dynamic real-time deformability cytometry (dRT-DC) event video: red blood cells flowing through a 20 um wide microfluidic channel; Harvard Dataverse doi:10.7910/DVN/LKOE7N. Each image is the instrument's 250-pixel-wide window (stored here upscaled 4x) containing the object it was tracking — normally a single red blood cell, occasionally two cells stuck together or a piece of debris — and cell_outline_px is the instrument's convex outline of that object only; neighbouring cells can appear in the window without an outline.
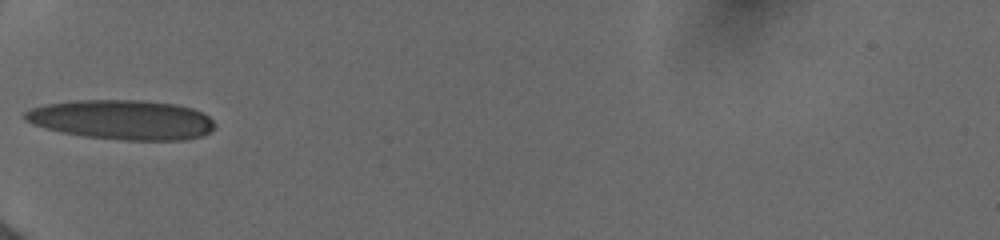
{"species": "human", "species_latin": "Homo sapiens", "temperature_condition": "cold", "stored_images_in_passage": 3, "camera_frame_rate_fps": 3000, "um_per_image_px": 0.085, "donor": {"sex": "female"}, "frame": {"image": 1, "passage_image": 1, "time_ms": 0.0, "image_size_px": [1000, 240], "cell_outline_px": [[216, 128], [200, 136], [184, 140], [124, 140], [84, 136], [60, 132], [44, 128], [32, 124], [24, 120], [20, 116], [24, 112], [32, 108], [48, 104], [76, 100], [144, 100], [176, 104], [192, 108], [208, 116], [216, 124]], "centroid_in_image_um": [10.35, 10.17], "position_along_channel_um": 74.6, "area_um2": 44.04}}